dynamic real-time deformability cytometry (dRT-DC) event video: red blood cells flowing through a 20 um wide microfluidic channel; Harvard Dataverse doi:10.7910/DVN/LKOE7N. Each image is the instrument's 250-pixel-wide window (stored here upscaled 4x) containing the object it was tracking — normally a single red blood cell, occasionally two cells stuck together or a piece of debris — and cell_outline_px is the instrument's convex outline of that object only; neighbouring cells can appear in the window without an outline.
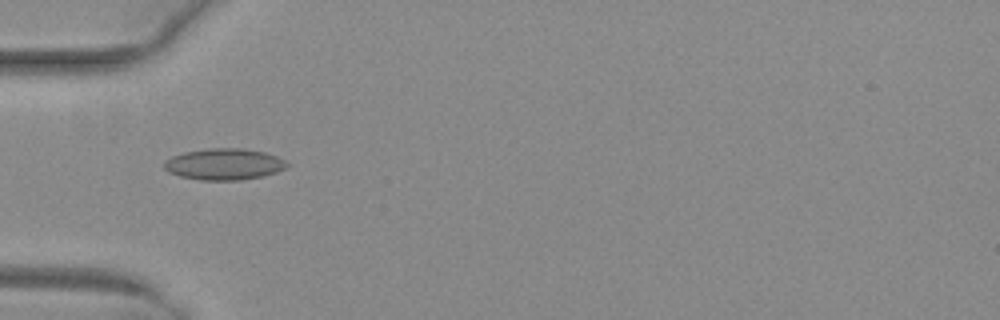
{"species": "common noctule bat (a hibernating species)", "species_latin": "Nyctalus noctula", "temperature_condition": "warm", "stored_images_in_passage": 29, "camera_frame_rate_fps": 3000, "um_per_image_px": 0.085, "animal": {"sex": "female", "body_mass_g": 29.2, "forearm_length_mm": 56.3}, "frame": {"image": 1, "passage_image": 18, "time_ms": 5.667, "image_size_px": [1000, 320], "cell_outline_px": [[288, 168], [264, 176], [240, 180], [200, 180], [180, 176], [168, 172], [164, 168], [164, 160], [172, 156], [184, 152], [208, 148], [244, 148], [264, 152], [276, 156], [284, 160], [288, 164]], "centroid_in_image_um": [19.05, 13.95], "position_along_channel_um": 66.0, "area_um2": 22.6}}
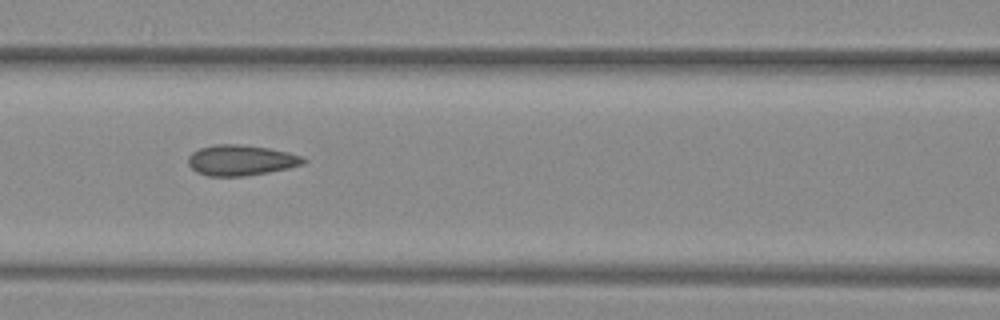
{"frame": {"image": 2, "passage_image": 24, "time_ms": 7.667, "image_size_px": [1000, 320], "cell_outline_px": [[308, 160], [304, 164], [288, 168], [268, 172], [244, 176], [208, 176], [196, 172], [188, 164], [188, 156], [192, 152], [200, 148], [216, 144], [236, 144], [268, 148], [288, 152], [300, 156]], "centroid_in_image_um": [20.46, 13.62], "position_along_channel_um": 146.1, "area_um2": 20.46}}
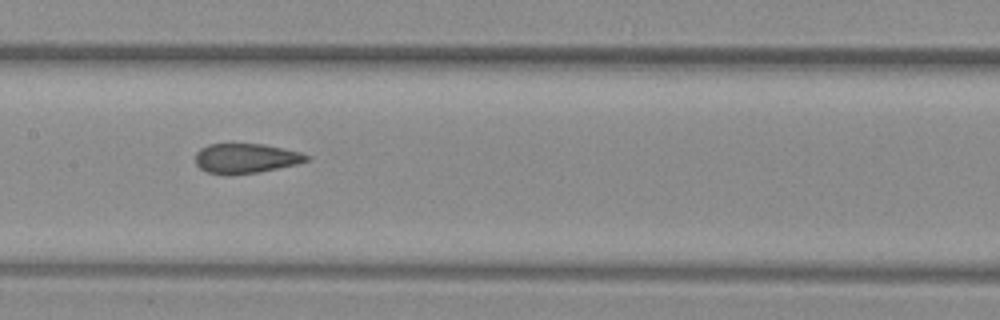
{"frame": {"image": 3, "passage_image": 27, "time_ms": 8.667, "image_size_px": [1000, 320], "cell_outline_px": [[308, 160], [296, 164], [260, 172], [232, 176], [224, 176], [208, 172], [200, 168], [196, 164], [196, 152], [200, 148], [208, 144], [264, 144], [300, 152], [308, 156]], "centroid_in_image_um": [20.84, 13.48], "position_along_channel_um": 186.6, "area_um2": 19.42}}